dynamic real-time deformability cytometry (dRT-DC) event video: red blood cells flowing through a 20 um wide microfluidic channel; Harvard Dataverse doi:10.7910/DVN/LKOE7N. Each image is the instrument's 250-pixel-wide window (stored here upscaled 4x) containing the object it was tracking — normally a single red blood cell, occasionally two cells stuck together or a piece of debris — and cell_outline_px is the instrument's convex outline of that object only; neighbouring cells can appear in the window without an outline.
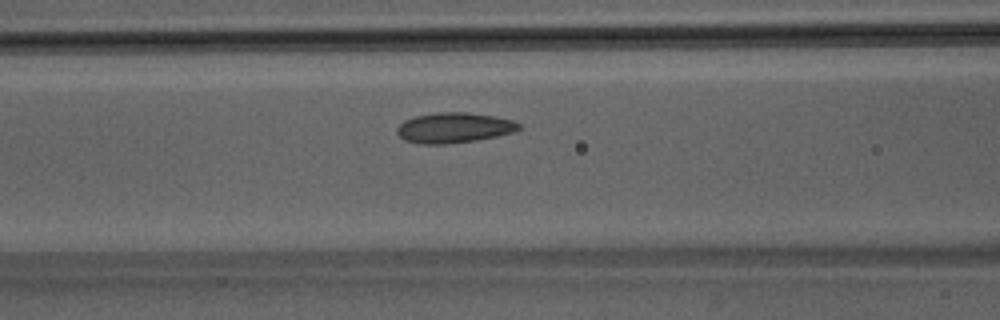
{"species": "Egyptian fruit bat (a non-hibernating species)", "species_latin": "Rousettus aegyptiacus", "temperature_condition": "room temperature", "stored_images_in_passage": 41, "camera_frame_rate_fps": 3000, "um_per_image_px": 0.085, "animal": {"sex": "male"}, "frame": {"image": 1, "passage_image": 12, "time_ms": 3.667, "image_size_px": [1000, 320], "cell_outline_px": [[524, 128], [516, 132], [476, 140], [444, 144], [420, 144], [404, 140], [396, 132], [396, 128], [404, 120], [416, 116], [436, 112], [464, 112], [496, 116], [512, 120], [520, 124]], "centroid_in_image_um": [38.61, 10.85], "position_along_channel_um": 128.0, "area_um2": 21.68}}
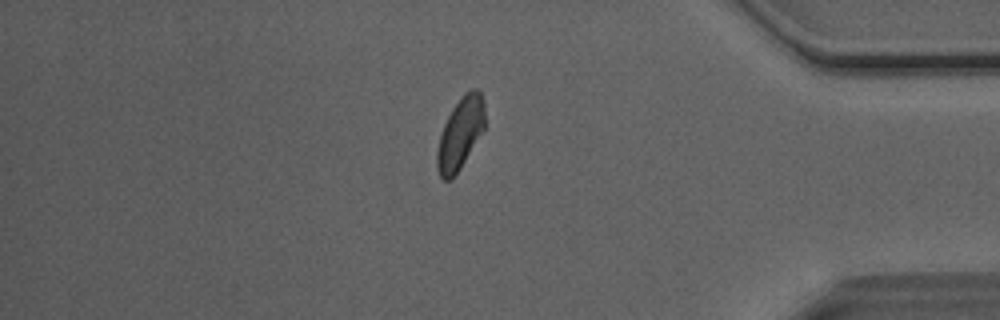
{"frame": {"image": 2, "passage_image": 34, "time_ms": 11.0, "image_size_px": [1000, 320], "cell_outline_px": [[484, 128], [460, 168], [452, 180], [444, 180], [440, 176], [436, 168], [436, 152], [440, 136], [444, 124], [452, 108], [464, 92], [472, 88], [476, 88], [480, 92], [484, 100]], "centroid_in_image_um": [39.1, 11.33], "position_along_channel_um": 396.1, "area_um2": 19.83}}
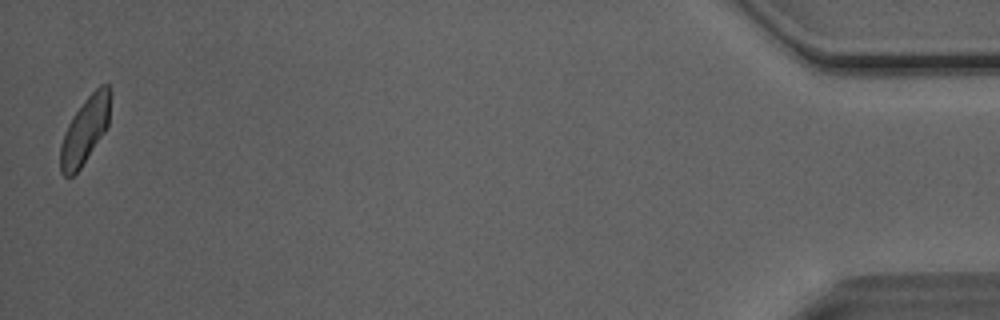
{"frame": {"image": 3, "passage_image": 41, "time_ms": 13.333, "image_size_px": [1000, 320], "cell_outline_px": [[112, 92], [108, 124], [104, 132], [80, 168], [72, 176], [64, 176], [60, 172], [60, 144], [64, 132], [72, 116], [88, 96], [100, 84], [108, 84]], "centroid_in_image_um": [7.23, 11.04], "position_along_channel_um": 428.0, "area_um2": 19.36}, "authors_computed_cell_mechanics": {"area_um2": 20.3456, "velocity_mm_per_s": 4.0588, "shape_relaxation_time_tau1_ms": 4.5538, "shape_relaxation_time_tau2_ms": 3.9389, "deformation_change_tau1": 0.1025, "deformation_change_tau2": 0.0636}}